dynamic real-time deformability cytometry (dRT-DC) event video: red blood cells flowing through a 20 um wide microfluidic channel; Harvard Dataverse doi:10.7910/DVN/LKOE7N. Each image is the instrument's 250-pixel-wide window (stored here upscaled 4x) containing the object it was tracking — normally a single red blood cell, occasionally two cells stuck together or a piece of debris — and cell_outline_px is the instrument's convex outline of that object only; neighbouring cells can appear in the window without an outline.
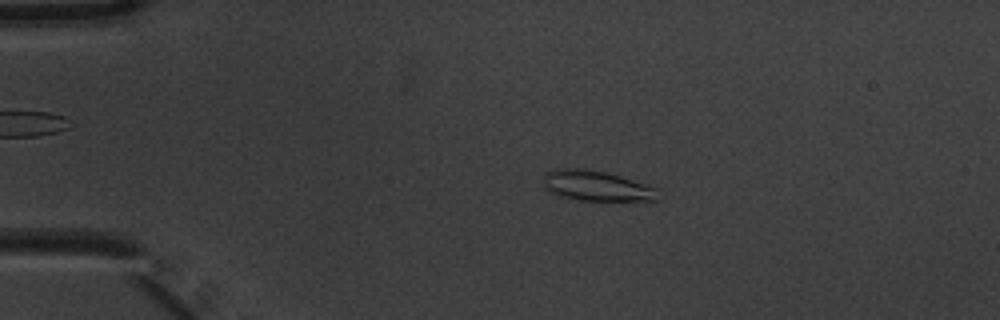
{"species": "common noctule bat (a hibernating species)", "species_latin": "Nyctalus noctula", "temperature_condition": "warm", "stored_images_in_passage": 8, "camera_frame_rate_fps": 3000, "um_per_image_px": 0.085, "animal": {"sex": "male", "body_mass_g": 20.1, "forearm_length_mm": 53.5}, "frame": {"image": 1, "passage_image": 3, "time_ms": 0.667, "image_size_px": [1000, 320], "cell_outline_px": [[660, 200], [580, 200], [560, 196], [544, 188], [544, 176], [548, 172], [560, 168], [584, 168], [604, 172], [620, 176], [656, 188]], "centroid_in_image_um": [50.69, 15.79], "position_along_channel_um": 34.3, "area_um2": 19.88}}
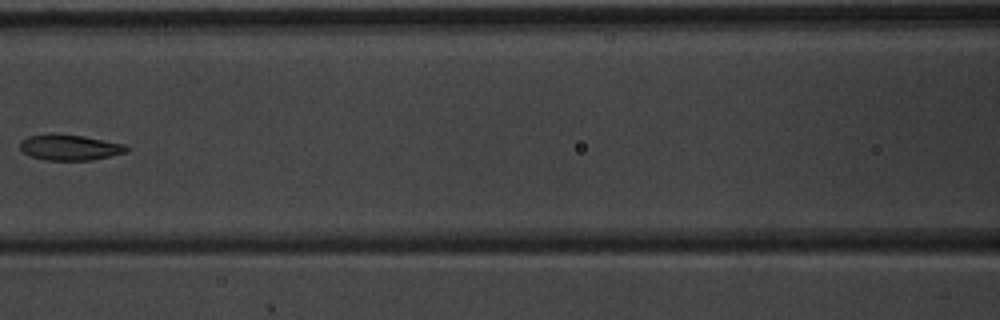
{"frame": {"image": 2, "passage_image": 6, "time_ms": 1.667, "image_size_px": [1000, 320], "cell_outline_px": [[128, 148], [124, 152], [92, 160], [44, 160], [32, 156], [24, 152], [20, 148], [20, 140], [28, 136], [84, 136], [124, 144]], "centroid_in_image_um": [5.92, 12.56], "position_along_channel_um": 160.7, "area_um2": 15.14}}
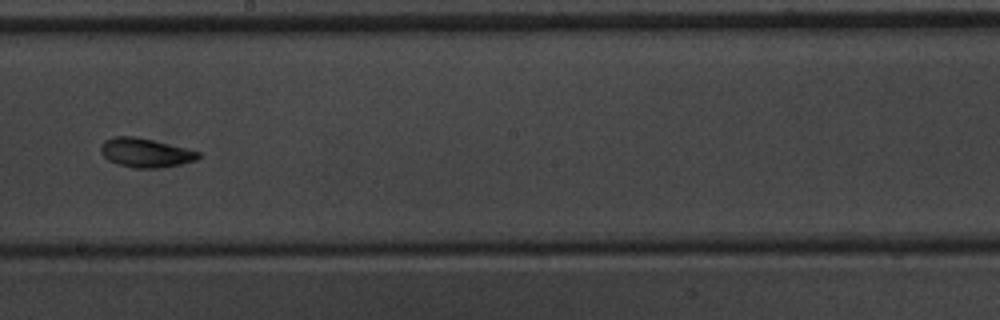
{"frame": {"image": 3, "passage_image": 8, "time_ms": 2.333, "image_size_px": [1000, 320], "cell_outline_px": [[204, 156], [196, 160], [180, 164], [156, 168], [136, 168], [116, 164], [108, 160], [100, 152], [100, 144], [104, 140], [116, 136], [136, 136], [200, 152]], "centroid_in_image_um": [12.34, 12.98], "position_along_channel_um": 235.9, "area_um2": 16.53}}